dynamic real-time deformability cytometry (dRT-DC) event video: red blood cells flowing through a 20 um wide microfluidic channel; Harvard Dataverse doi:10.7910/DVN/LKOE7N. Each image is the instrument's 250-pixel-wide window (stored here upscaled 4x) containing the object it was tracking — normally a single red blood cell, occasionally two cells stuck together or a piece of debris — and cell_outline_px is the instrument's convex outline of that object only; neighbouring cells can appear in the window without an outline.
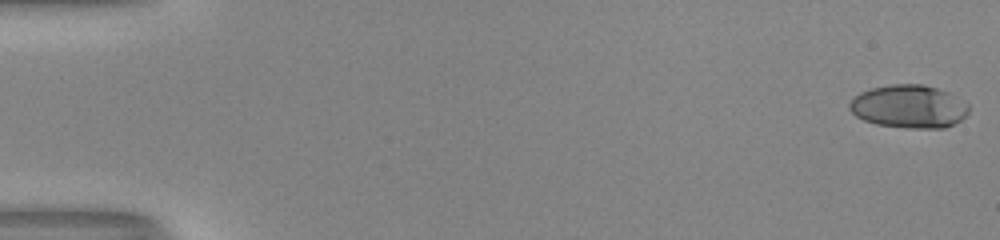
{"species": "human", "species_latin": "Homo sapiens", "temperature_condition": "room temperature", "stored_images_in_passage": 53, "camera_frame_rate_fps": 3000, "um_per_image_px": 0.085, "donor": {"sex": "male"}, "frame": {"image": 1, "passage_image": 1, "time_ms": 0.0, "image_size_px": [1000, 240], "cell_outline_px": [[968, 112], [960, 120], [944, 128], [908, 128], [876, 124], [864, 120], [856, 116], [848, 108], [848, 104], [860, 92], [872, 88], [892, 84], [924, 84], [948, 92], [968, 104]], "centroid_in_image_um": [77.24, 9.05], "position_along_channel_um": 7.8, "area_um2": 29.77}}
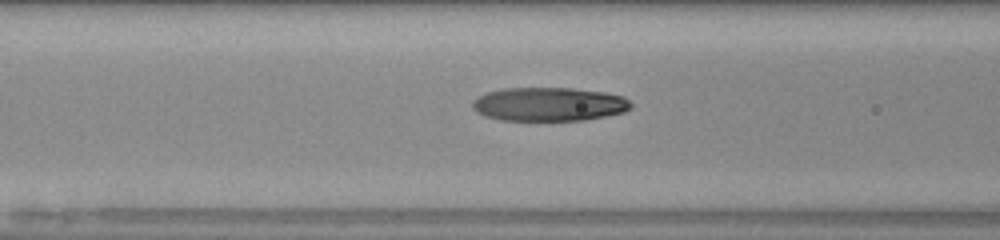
{"frame": {"image": 2, "passage_image": 23, "time_ms": 7.333, "image_size_px": [1000, 240], "cell_outline_px": [[632, 108], [624, 112], [584, 120], [500, 120], [484, 116], [476, 112], [472, 108], [472, 100], [488, 92], [504, 88], [572, 88], [604, 92], [624, 96], [632, 104]], "centroid_in_image_um": [46.66, 8.86], "position_along_channel_um": 119.9, "area_um2": 31.21}}
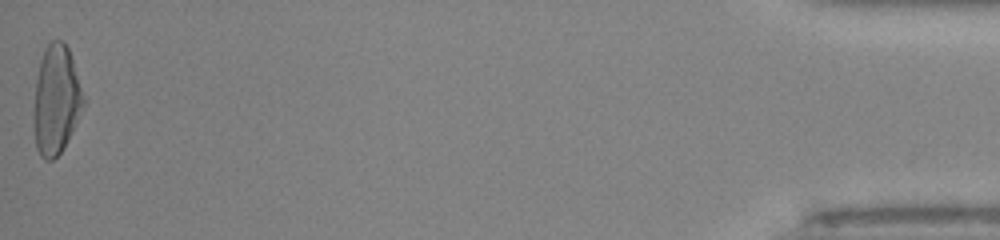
{"frame": {"image": 3, "passage_image": 53, "time_ms": 17.333, "image_size_px": [1000, 240], "cell_outline_px": [[84, 104], [64, 148], [52, 160], [44, 160], [40, 156], [36, 148], [32, 112], [36, 76], [40, 60], [44, 48], [52, 40], [60, 40], [68, 48], [72, 60], [84, 100]], "centroid_in_image_um": [4.71, 8.52], "position_along_channel_um": 430.5, "area_um2": 31.39}, "authors_computed_cell_mechanics": {"area_um2": 30.923, "velocity_mm_per_s": 4.0858, "shape_relaxation_time_tau1_ms": 9.0523, "shape_relaxation_time_tau2_ms": 1.3804, "deformation_change_tau1": 0.35, "deformation_change_tau2": 0.0816}}